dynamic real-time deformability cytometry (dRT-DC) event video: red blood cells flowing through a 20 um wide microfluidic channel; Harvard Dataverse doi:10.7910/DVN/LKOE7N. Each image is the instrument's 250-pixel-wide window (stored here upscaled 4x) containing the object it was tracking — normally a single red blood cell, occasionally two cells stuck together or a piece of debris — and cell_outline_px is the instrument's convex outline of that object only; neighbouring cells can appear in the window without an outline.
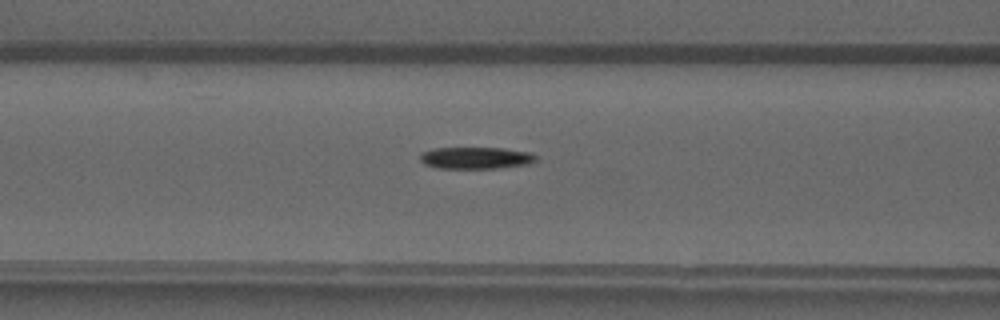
{"species": "common noctule bat (a hibernating species)", "species_latin": "Nyctalus noctula", "temperature_condition": "warm", "stored_images_in_passage": 50, "camera_frame_rate_fps": 3000, "um_per_image_px": 0.085, "animal": {"sex": "male", "forearm_length_mm": 52.5}, "frame": {"image": 1, "passage_image": 21, "time_ms": 6.667, "image_size_px": [1000, 320], "cell_outline_px": [[536, 160], [528, 164], [496, 168], [436, 168], [424, 164], [420, 160], [420, 152], [432, 148], [504, 148], [528, 152], [536, 156]], "centroid_in_image_um": [40.38, 13.42], "position_along_channel_um": 126.2, "area_um2": 14.74}}
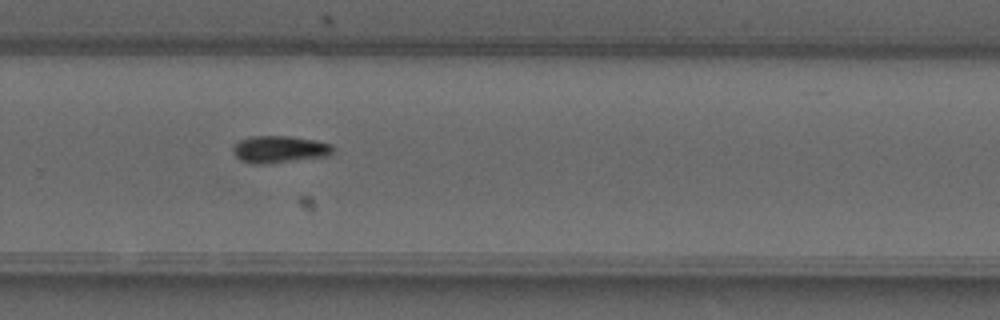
{"frame": {"image": 2, "passage_image": 34, "time_ms": 11.0, "image_size_px": [1000, 320], "cell_outline_px": [[332, 156], [268, 164], [252, 164], [240, 160], [232, 152], [232, 148], [240, 140], [252, 136], [288, 136], [316, 140], [332, 144]], "centroid_in_image_um": [23.78, 12.71], "position_along_channel_um": 306.0, "area_um2": 16.01}}
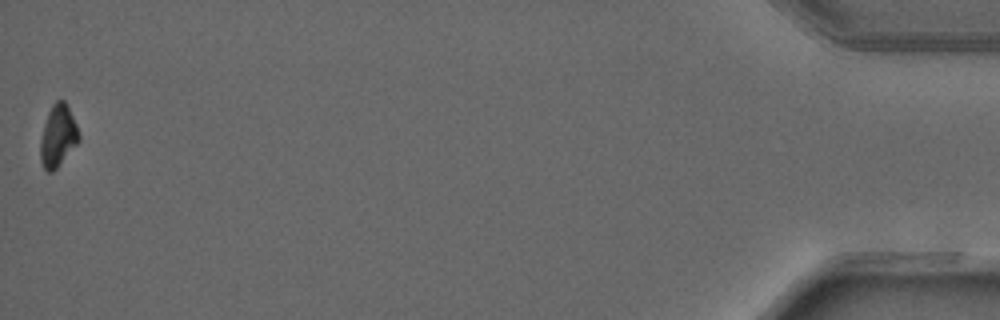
{"frame": {"image": 3, "passage_image": 50, "time_ms": 16.333, "image_size_px": [1000, 320], "cell_outline_px": [[80, 140], [56, 168], [52, 172], [48, 172], [44, 168], [40, 160], [40, 140], [44, 124], [48, 112], [52, 104], [56, 100], [64, 100], [76, 124], [80, 136]], "centroid_in_image_um": [4.91, 11.55], "position_along_channel_um": 430.3, "area_um2": 13.7}, "authors_computed_cell_mechanics": {"area_um2": 14.2477, "velocity_mm_per_s": 4.1638, "shape_relaxation_time_tau1_ms": 3.0642, "shape_relaxation_time_tau2_ms": null, "deformation_change_tau1": 0.151, "deformation_change_tau2": null}}